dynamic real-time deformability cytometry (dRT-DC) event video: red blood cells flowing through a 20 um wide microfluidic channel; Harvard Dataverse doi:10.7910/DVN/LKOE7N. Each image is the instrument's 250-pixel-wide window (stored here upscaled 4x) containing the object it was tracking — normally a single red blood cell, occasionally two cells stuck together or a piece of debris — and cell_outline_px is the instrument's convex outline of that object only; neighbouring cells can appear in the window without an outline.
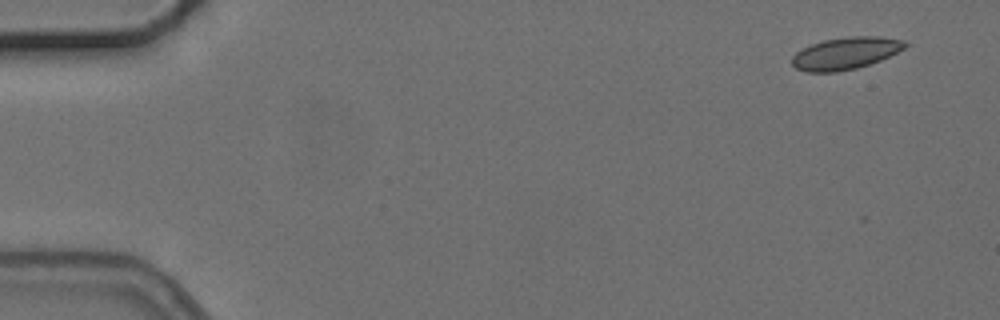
{"species": "common noctule bat (a hibernating species)", "species_latin": "Nyctalus noctula", "temperature_condition": "cold", "stored_images_in_passage": 8, "camera_frame_rate_fps": 3000, "um_per_image_px": 0.085, "animal": {"sex": "female", "body_mass_g": 24.6, "forearm_length_mm": 56.2}, "frame": {"image": 1, "passage_image": 1, "time_ms": 0.0, "image_size_px": [1000, 320], "cell_outline_px": [[908, 44], [904, 48], [880, 60], [856, 68], [836, 72], [808, 72], [796, 68], [792, 64], [792, 56], [796, 52], [812, 44], [824, 40], [848, 36], [880, 36], [904, 40]], "centroid_in_image_um": [71.87, 4.52], "position_along_channel_um": 13.1, "area_um2": 20.98}}